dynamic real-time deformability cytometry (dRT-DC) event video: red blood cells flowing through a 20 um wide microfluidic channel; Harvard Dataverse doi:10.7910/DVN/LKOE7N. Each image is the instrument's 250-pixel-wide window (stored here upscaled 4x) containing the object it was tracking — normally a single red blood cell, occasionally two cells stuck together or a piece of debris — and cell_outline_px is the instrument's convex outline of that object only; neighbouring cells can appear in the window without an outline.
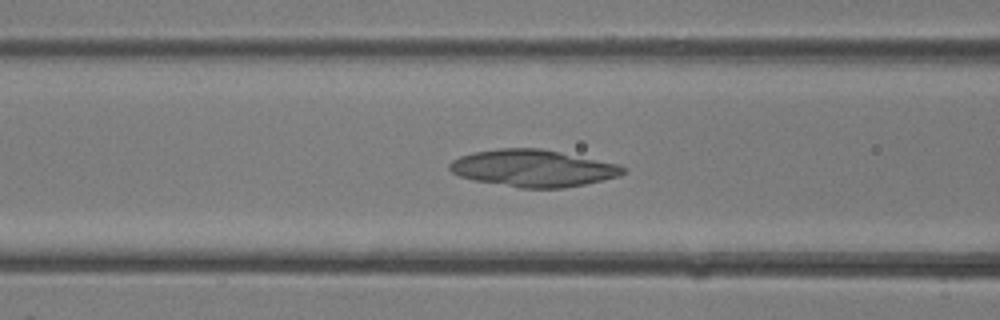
{"species": "common noctule bat (a hibernating species)", "species_latin": "Nyctalus noctula", "temperature_condition": "room temperature", "stored_images_in_passage": 13, "camera_frame_rate_fps": 3000, "um_per_image_px": 0.085, "animal": {"sex": "female"}, "frame": {"image": 1, "passage_image": 8, "time_ms": 2.333, "image_size_px": [1000, 320], "cell_outline_px": [[628, 172], [620, 176], [584, 184], [564, 188], [520, 188], [472, 180], [460, 176], [452, 172], [448, 168], [448, 164], [452, 160], [460, 156], [472, 152], [500, 148], [540, 148], [620, 164], [628, 168]], "centroid_in_image_um": [45.33, 14.3], "position_along_channel_um": 121.3, "area_um2": 37.69}}
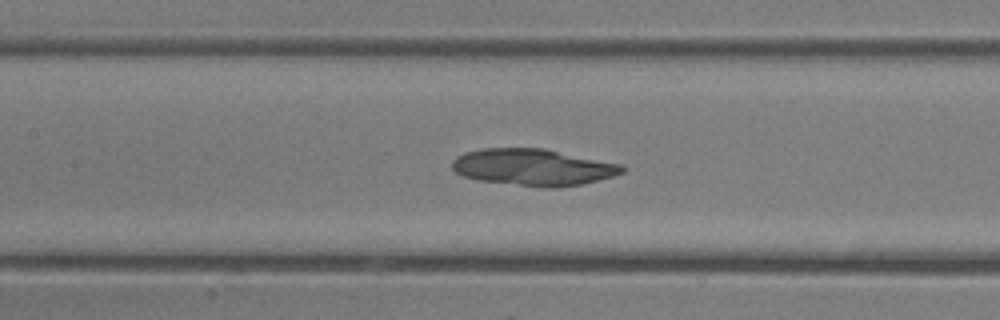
{"frame": {"image": 2, "passage_image": 10, "time_ms": 3.0, "image_size_px": [1000, 320], "cell_outline_px": [[624, 172], [612, 176], [580, 184], [556, 188], [544, 188], [476, 180], [464, 176], [456, 172], [452, 168], [452, 160], [456, 156], [464, 152], [484, 148], [544, 148], [620, 164], [624, 168]], "centroid_in_image_um": [45.26, 14.21], "position_along_channel_um": 162.1, "area_um2": 36.3}}
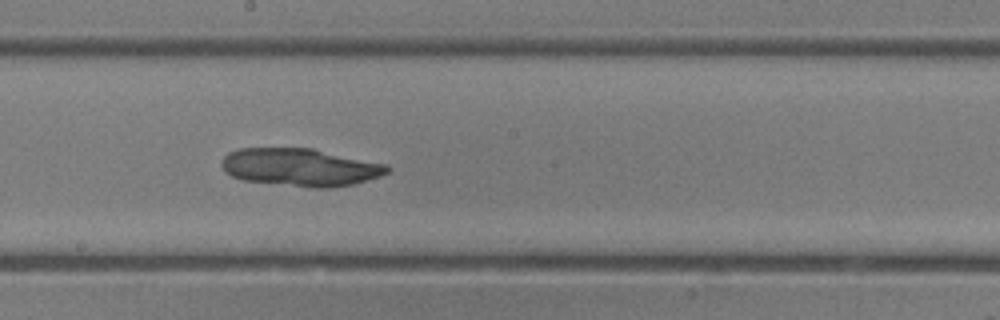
{"frame": {"image": 3, "passage_image": 13, "time_ms": 4.0, "image_size_px": [1000, 320], "cell_outline_px": [[392, 168], [388, 172], [380, 176], [356, 184], [328, 188], [312, 188], [244, 180], [232, 176], [224, 172], [220, 164], [224, 156], [228, 152], [240, 148], [312, 148], [388, 164]], "centroid_in_image_um": [25.55, 14.22], "position_along_channel_um": 222.7, "area_um2": 36.76}}